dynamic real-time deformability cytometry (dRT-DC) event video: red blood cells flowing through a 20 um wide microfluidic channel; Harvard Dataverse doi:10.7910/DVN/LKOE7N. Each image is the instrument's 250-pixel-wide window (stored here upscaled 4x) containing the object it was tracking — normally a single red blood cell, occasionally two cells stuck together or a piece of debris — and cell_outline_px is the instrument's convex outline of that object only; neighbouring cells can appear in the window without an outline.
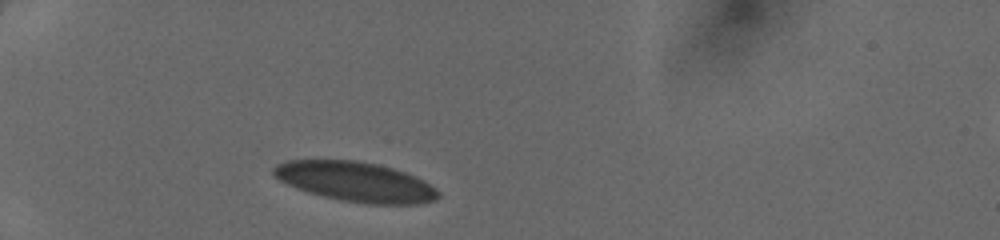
{"species": "human", "species_latin": "Homo sapiens", "temperature_condition": "cold", "stored_images_in_passage": 29, "camera_frame_rate_fps": 3000, "um_per_image_px": 0.085, "donor": {"sex": "female"}, "frame": {"image": 1, "passage_image": 1, "time_ms": 0.0, "image_size_px": [1000, 240], "cell_outline_px": [[440, 196], [436, 200], [420, 204], [364, 204], [340, 200], [308, 192], [296, 188], [280, 180], [272, 172], [272, 168], [276, 164], [288, 160], [356, 160], [376, 164], [392, 168], [416, 176], [424, 180], [436, 188], [440, 192]], "centroid_in_image_um": [30.26, 15.45], "position_along_channel_um": 54.7, "area_um2": 38.26}}
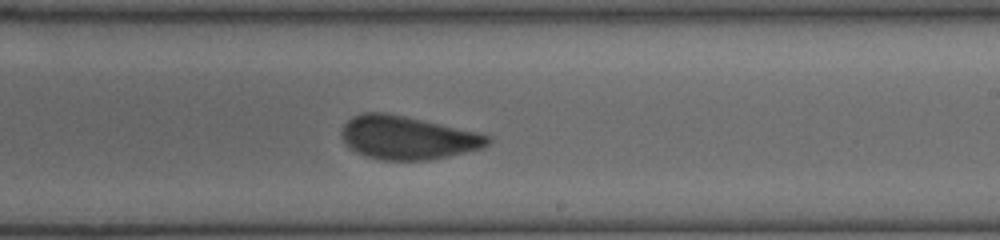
{"frame": {"image": 2, "passage_image": 17, "time_ms": 5.333, "image_size_px": [1000, 240], "cell_outline_px": [[492, 140], [488, 144], [480, 148], [448, 156], [428, 160], [380, 160], [356, 152], [348, 148], [340, 136], [340, 128], [352, 116], [364, 112], [384, 112], [404, 116], [476, 132], [492, 136]], "centroid_in_image_um": [34.57, 11.7], "position_along_channel_um": 254.4, "area_um2": 36.82}}
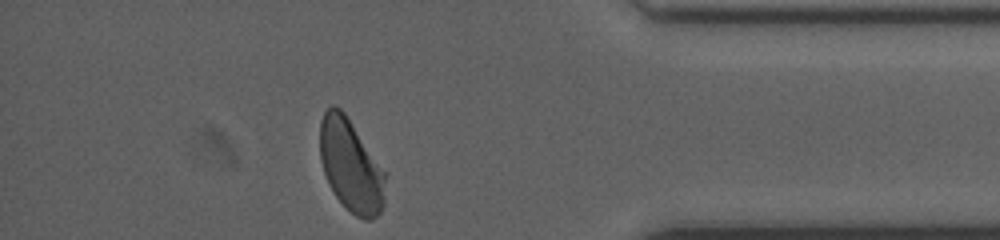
{"frame": {"image": 3, "passage_image": 29, "time_ms": 9.333, "image_size_px": [1000, 240], "cell_outline_px": [[384, 204], [380, 212], [372, 220], [364, 220], [356, 216], [336, 196], [328, 184], [320, 160], [320, 120], [324, 112], [332, 104], [340, 108], [344, 112], [384, 172]], "centroid_in_image_um": [29.78, 14.08], "position_along_channel_um": 405.4, "area_um2": 34.56}}